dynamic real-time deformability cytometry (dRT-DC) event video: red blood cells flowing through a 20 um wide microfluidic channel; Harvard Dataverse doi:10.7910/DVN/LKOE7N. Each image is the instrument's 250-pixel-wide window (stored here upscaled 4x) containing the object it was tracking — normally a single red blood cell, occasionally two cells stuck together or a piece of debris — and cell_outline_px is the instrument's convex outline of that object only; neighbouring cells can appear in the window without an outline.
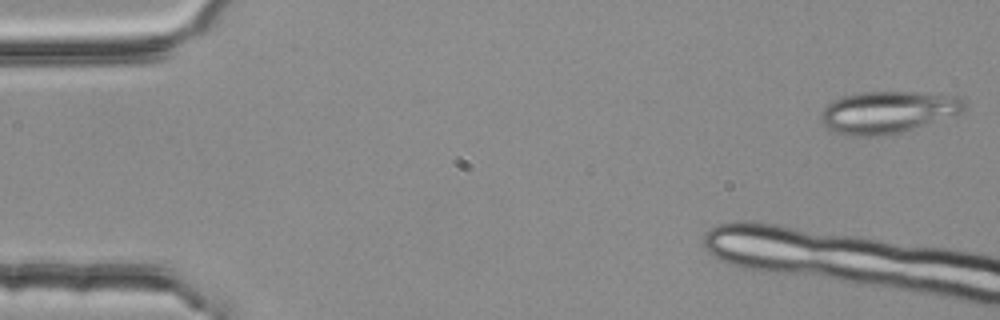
{"species": "common noctule bat (a hibernating species)", "species_latin": "Nyctalus noctula", "temperature_condition": "room temperature", "stored_images_in_passage": 9, "camera_frame_rate_fps": 3000, "um_per_image_px": 0.085, "animal": {"sex": "female", "body_mass_g": 25.1}, "frame": {"image": 1, "passage_image": 1, "time_ms": 0.0, "image_size_px": [1000, 320], "cell_outline_px": [[968, 104], [964, 112], [900, 132], [884, 136], [852, 136], [832, 132], [820, 120], [820, 112], [832, 100], [840, 96], [856, 92], [916, 92], [956, 96], [964, 100]], "centroid_in_image_um": [75.43, 9.53], "position_along_channel_um": 9.6, "area_um2": 35.37}}